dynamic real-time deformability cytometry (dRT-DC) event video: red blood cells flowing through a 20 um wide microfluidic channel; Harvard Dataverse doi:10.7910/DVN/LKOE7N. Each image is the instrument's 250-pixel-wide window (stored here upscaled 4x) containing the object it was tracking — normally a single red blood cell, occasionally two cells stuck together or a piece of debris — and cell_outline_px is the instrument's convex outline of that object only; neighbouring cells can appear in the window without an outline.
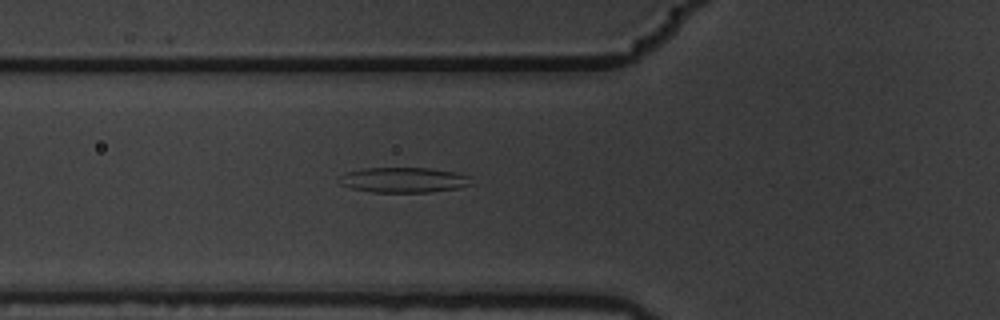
{"species": "common noctule bat (a hibernating species)", "species_latin": "Nyctalus noctula", "temperature_condition": "warm", "stored_images_in_passage": 5, "camera_frame_rate_fps": 3000, "um_per_image_px": 0.085, "animal": {"sex": "male", "body_mass_g": 19.5, "forearm_length_mm": 54.6}, "frame": {"image": 1, "passage_image": 5, "time_ms": 1.333, "image_size_px": [1000, 320], "cell_outline_px": [[476, 184], [460, 188], [428, 192], [372, 192], [352, 188], [340, 184], [336, 180], [344, 172], [364, 168], [428, 168], [456, 172], [468, 176]], "centroid_in_image_um": [34.32, 15.29], "position_along_channel_um": 91.5, "area_um2": 19.65}}